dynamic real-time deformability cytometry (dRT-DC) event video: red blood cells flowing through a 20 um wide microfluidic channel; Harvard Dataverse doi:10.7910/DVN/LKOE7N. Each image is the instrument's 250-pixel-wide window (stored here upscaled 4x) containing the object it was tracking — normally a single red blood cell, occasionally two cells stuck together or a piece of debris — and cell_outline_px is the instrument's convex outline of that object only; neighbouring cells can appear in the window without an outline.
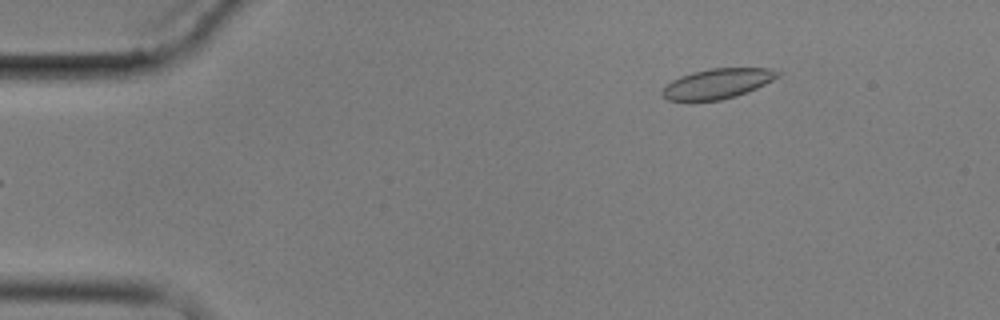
{"species": "common noctule bat (a hibernating species)", "species_latin": "Nyctalus noctula", "temperature_condition": "cold", "stored_images_in_passage": 4, "camera_frame_rate_fps": 3000, "um_per_image_px": 0.085, "animal": {"sex": "male", "body_mass_g": 17.9}, "frame": {"image": 1, "passage_image": 4, "time_ms": 3.333, "image_size_px": [1000, 320], "cell_outline_px": [[780, 76], [748, 92], [736, 96], [720, 100], [688, 104], [668, 100], [660, 92], [672, 80], [680, 76], [692, 72], [708, 68], [768, 68], [780, 72]], "centroid_in_image_um": [60.91, 7.15], "position_along_channel_um": 24.1, "area_um2": 20.75}}